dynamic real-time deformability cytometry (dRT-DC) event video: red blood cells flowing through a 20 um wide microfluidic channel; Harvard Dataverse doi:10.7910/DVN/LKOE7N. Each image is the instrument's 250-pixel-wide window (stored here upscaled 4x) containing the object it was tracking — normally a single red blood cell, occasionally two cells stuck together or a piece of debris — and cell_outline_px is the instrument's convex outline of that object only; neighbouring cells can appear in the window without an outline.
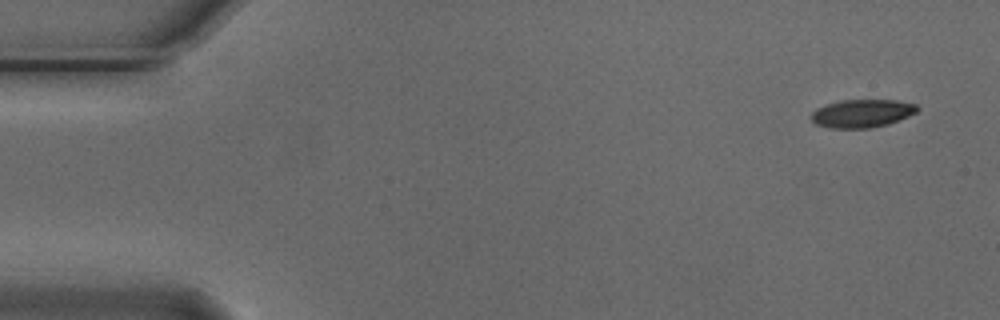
{"species": "Egyptian fruit bat (a non-hibernating species)", "species_latin": "Rousettus aegyptiacus", "temperature_condition": "cold", "stored_images_in_passage": 3, "camera_frame_rate_fps": 3000, "um_per_image_px": 0.085, "animal": {"sex": "male"}, "frame": {"image": 1, "passage_image": 1, "time_ms": 0.0, "image_size_px": [1000, 320], "cell_outline_px": [[920, 108], [916, 112], [908, 116], [888, 124], [868, 128], [828, 128], [816, 124], [812, 120], [812, 112], [816, 108], [840, 100], [896, 100], [916, 104]], "centroid_in_image_um": [73.27, 9.64], "position_along_channel_um": 11.7, "area_um2": 17.28}}